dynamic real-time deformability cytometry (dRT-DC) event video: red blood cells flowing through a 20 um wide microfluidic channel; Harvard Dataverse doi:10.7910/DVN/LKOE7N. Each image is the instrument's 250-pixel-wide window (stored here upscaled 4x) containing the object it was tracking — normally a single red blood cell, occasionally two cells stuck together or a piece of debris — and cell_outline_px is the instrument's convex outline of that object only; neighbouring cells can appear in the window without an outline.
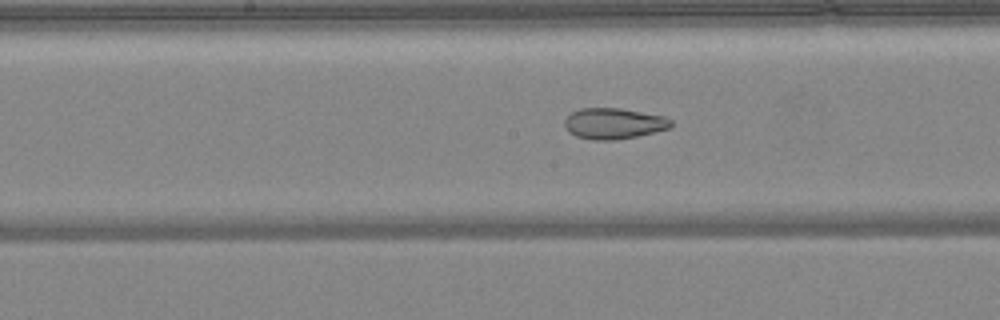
{"species": "common noctule bat (a hibernating species)", "species_latin": "Nyctalus noctula", "temperature_condition": "warm", "stored_images_in_passage": 46, "camera_frame_rate_fps": 3000, "um_per_image_px": 0.085, "animal": {"sex": "female", "body_mass_g": 24.6, "forearm_length_mm": 56.2}, "frame": {"image": 1, "passage_image": 22, "time_ms": 7.0, "image_size_px": [1000, 320], "cell_outline_px": [[672, 124], [668, 128], [636, 136], [616, 140], [592, 140], [576, 136], [568, 132], [564, 124], [564, 120], [572, 112], [580, 108], [620, 108], [664, 116], [672, 120]], "centroid_in_image_um": [52.13, 10.49], "position_along_channel_um": 196.1, "area_um2": 19.07}}
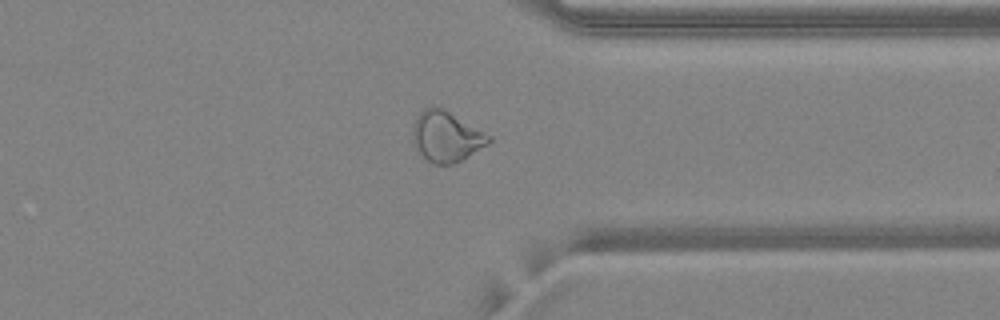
{"frame": {"image": 2, "passage_image": 35, "time_ms": 11.333, "image_size_px": [1000, 320], "cell_outline_px": [[492, 140], [488, 144], [468, 156], [452, 164], [432, 164], [412, 144], [412, 128], [416, 116], [424, 108], [432, 104], [444, 108], [492, 136]], "centroid_in_image_um": [37.91, 11.57], "position_along_channel_um": 373.5, "area_um2": 22.6}}
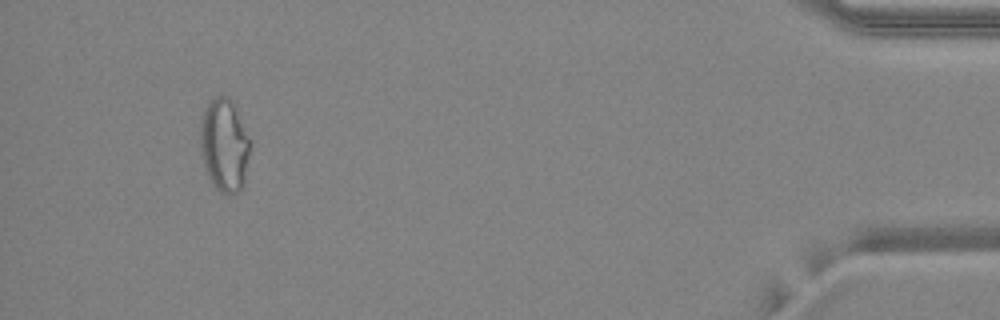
{"frame": {"image": 3, "passage_image": 43, "time_ms": 14.0, "image_size_px": [1000, 320], "cell_outline_px": [[252, 140], [244, 188], [236, 192], [224, 196], [216, 188], [208, 176], [204, 164], [200, 148], [200, 116], [208, 100], [216, 96], [228, 96], [232, 100]], "centroid_in_image_um": [19.09, 12.32], "position_along_channel_um": 416.1, "area_um2": 27.92}, "authors_computed_cell_mechanics": {"area_um2": 24.1604, "velocity_mm_per_s": 4.1735, "shape_relaxation_time_tau1_ms": null, "shape_relaxation_time_tau2_ms": 1.9539, "deformation_change_tau1": null, "deformation_change_tau2": 0.0801}}